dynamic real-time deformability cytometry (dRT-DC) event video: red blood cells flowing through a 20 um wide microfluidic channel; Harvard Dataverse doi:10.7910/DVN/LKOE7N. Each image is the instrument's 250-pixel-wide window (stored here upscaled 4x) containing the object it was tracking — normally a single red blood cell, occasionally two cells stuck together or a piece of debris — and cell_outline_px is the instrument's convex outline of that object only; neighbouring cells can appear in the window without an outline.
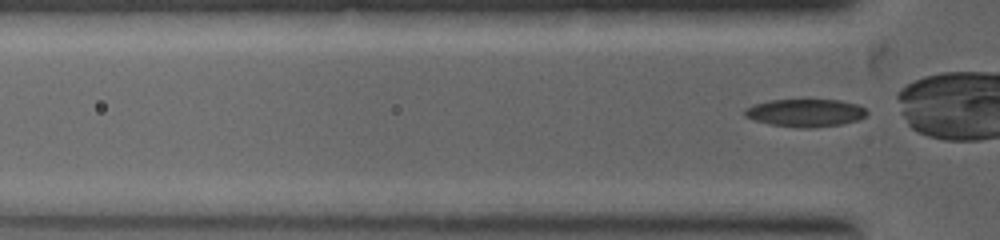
{"species": "common noctule bat (a hibernating species)", "species_latin": "Nyctalus noctula", "temperature_condition": "warm", "stored_images_in_passage": 2, "camera_frame_rate_fps": 5000, "um_per_image_px": 0.085, "animal": {"sex": "female", "body_mass_g": 19.0, "forearm_length_mm": 53.3}, "frame": {"image": 1, "passage_image": 2, "time_ms": 0.4, "image_size_px": [1000, 240], "cell_outline_px": [[868, 112], [864, 116], [856, 120], [840, 124], [812, 128], [800, 128], [772, 124], [756, 120], [744, 116], [744, 108], [752, 104], [768, 100], [840, 100], [856, 104], [864, 108]], "centroid_in_image_um": [68.42, 9.58], "position_along_channel_um": 57.4, "area_um2": 19.59}}